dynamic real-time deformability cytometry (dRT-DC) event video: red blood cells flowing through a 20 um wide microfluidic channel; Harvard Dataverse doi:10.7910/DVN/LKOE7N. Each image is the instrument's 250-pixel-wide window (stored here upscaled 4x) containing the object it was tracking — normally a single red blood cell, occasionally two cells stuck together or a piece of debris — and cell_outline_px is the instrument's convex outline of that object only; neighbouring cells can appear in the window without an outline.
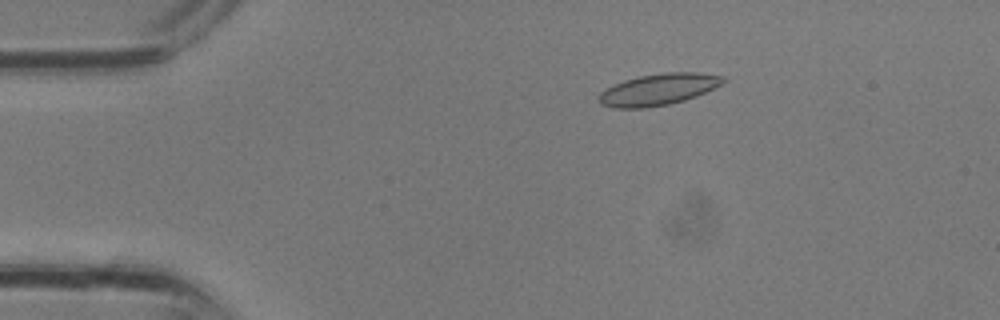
{"species": "common noctule bat (a hibernating species)", "species_latin": "Nyctalus noctula", "temperature_condition": "room temperature", "stored_images_in_passage": 32, "camera_frame_rate_fps": 3000, "um_per_image_px": 0.085, "animal": {"sex": "male", "body_mass_g": 13.3}, "frame": {"image": 1, "passage_image": 5, "time_ms": 1.333, "image_size_px": [1000, 320], "cell_outline_px": [[728, 80], [696, 96], [684, 100], [668, 104], [644, 108], [612, 108], [600, 104], [596, 96], [600, 92], [624, 80], [640, 76], [664, 72], [700, 72], [724, 76]], "centroid_in_image_um": [55.94, 7.6], "position_along_channel_um": 29.1, "area_um2": 22.77}}
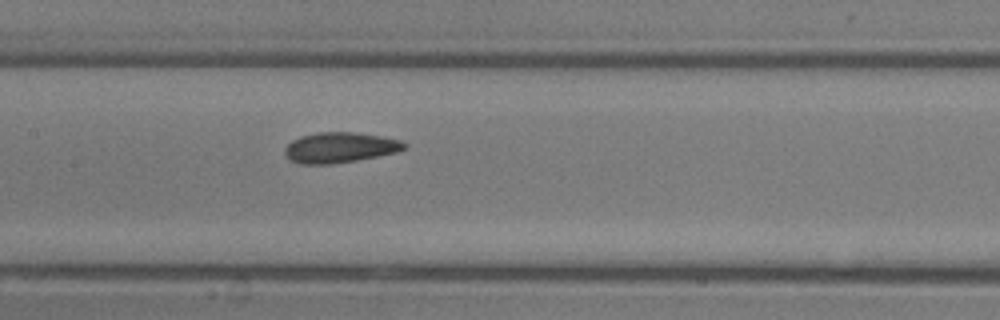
{"frame": {"image": 2, "passage_image": 15, "time_ms": 4.667, "image_size_px": [1000, 320], "cell_outline_px": [[408, 148], [396, 152], [356, 160], [332, 164], [300, 164], [288, 160], [284, 152], [284, 148], [292, 140], [300, 136], [316, 132], [352, 132], [384, 136], [400, 140], [408, 144]], "centroid_in_image_um": [28.88, 12.53], "position_along_channel_um": 178.5, "area_um2": 21.39}}
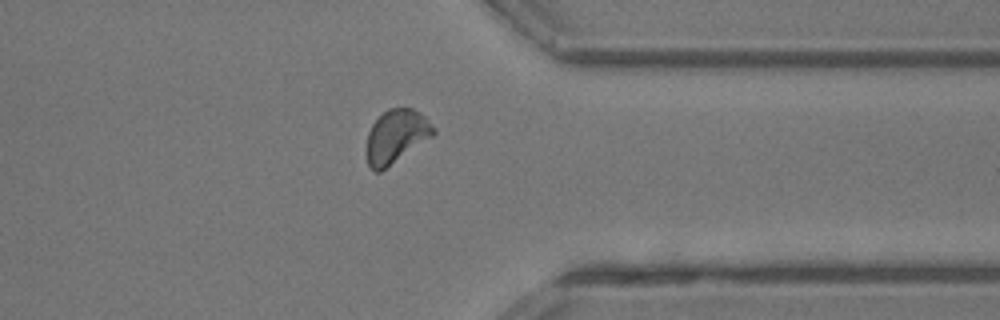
{"frame": {"image": 3, "passage_image": 25, "time_ms": 8.0, "image_size_px": [1000, 320], "cell_outline_px": [[436, 132], [432, 136], [380, 172], [376, 172], [368, 164], [368, 132], [372, 124], [388, 108], [412, 108], [420, 112], [436, 128]], "centroid_in_image_um": [33.7, 11.56], "position_along_channel_um": 377.7, "area_um2": 20.35}}